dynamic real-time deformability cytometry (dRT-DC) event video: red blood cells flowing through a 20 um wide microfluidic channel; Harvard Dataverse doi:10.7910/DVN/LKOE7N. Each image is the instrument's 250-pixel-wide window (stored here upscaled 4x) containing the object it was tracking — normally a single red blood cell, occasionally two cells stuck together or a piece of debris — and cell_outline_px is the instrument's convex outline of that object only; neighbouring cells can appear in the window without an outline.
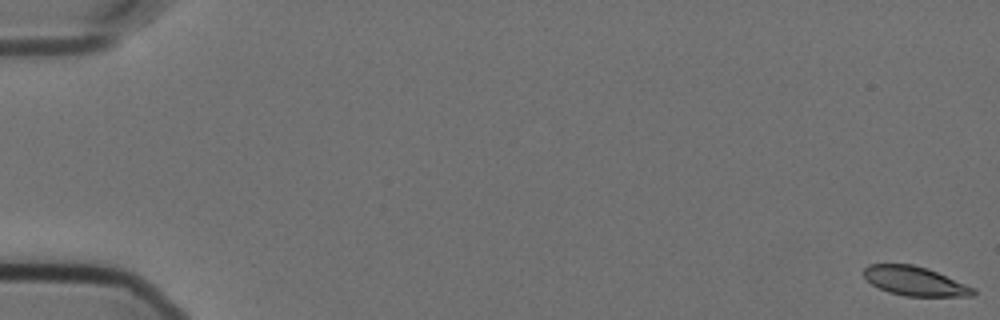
{"species": "Egyptian fruit bat (a non-hibernating species)", "species_latin": "Rousettus aegyptiacus", "temperature_condition": "cold", "stored_images_in_passage": 58, "camera_frame_rate_fps": 3000, "um_per_image_px": 0.085, "animal": {"sex": "female"}, "frame": {"image": 1, "passage_image": 1, "time_ms": 0.0, "image_size_px": [1000, 320], "cell_outline_px": [[976, 292], [972, 296], [904, 296], [888, 292], [872, 284], [864, 276], [864, 268], [868, 264], [912, 264], [928, 268], [976, 288]], "centroid_in_image_um": [77.78, 23.89], "position_along_channel_um": 7.2, "area_um2": 18.61}}
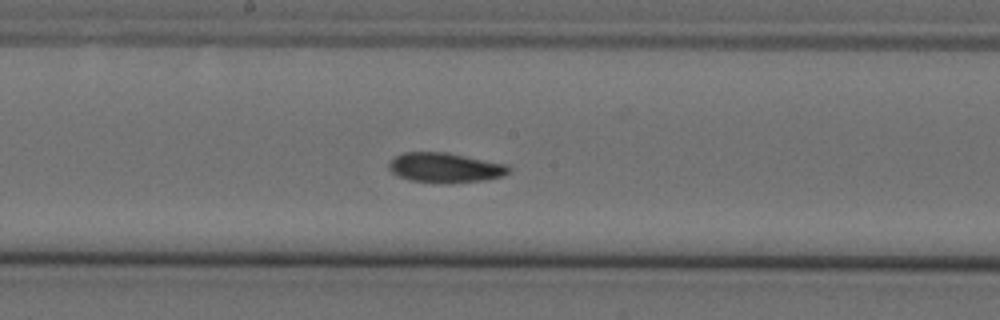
{"frame": {"image": 2, "passage_image": 32, "time_ms": 10.333, "image_size_px": [1000, 320], "cell_outline_px": [[512, 168], [504, 176], [484, 180], [448, 184], [444, 184], [412, 180], [400, 176], [392, 172], [388, 168], [388, 164], [396, 156], [404, 152], [448, 152], [508, 164]], "centroid_in_image_um": [37.89, 14.25], "position_along_channel_um": 210.3, "area_um2": 21.04}}
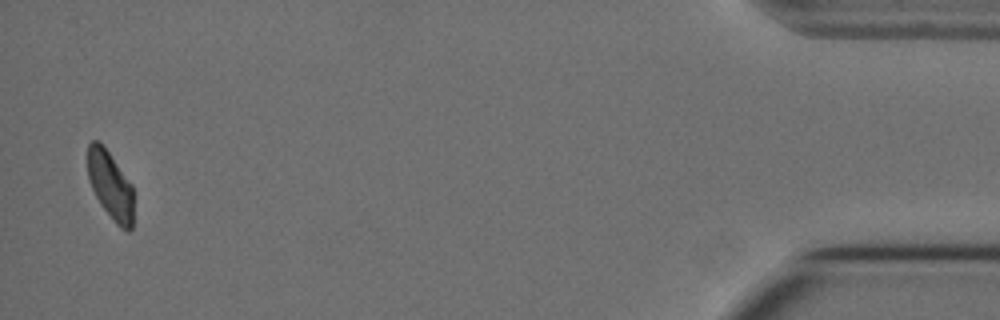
{"frame": {"image": 3, "passage_image": 57, "time_ms": 18.667, "image_size_px": [1000, 320], "cell_outline_px": [[132, 228], [128, 232], [120, 228], [116, 224], [100, 204], [88, 180], [88, 144], [92, 140], [100, 140], [132, 184]], "centroid_in_image_um": [9.37, 15.73], "position_along_channel_um": 425.8, "area_um2": 18.21}}